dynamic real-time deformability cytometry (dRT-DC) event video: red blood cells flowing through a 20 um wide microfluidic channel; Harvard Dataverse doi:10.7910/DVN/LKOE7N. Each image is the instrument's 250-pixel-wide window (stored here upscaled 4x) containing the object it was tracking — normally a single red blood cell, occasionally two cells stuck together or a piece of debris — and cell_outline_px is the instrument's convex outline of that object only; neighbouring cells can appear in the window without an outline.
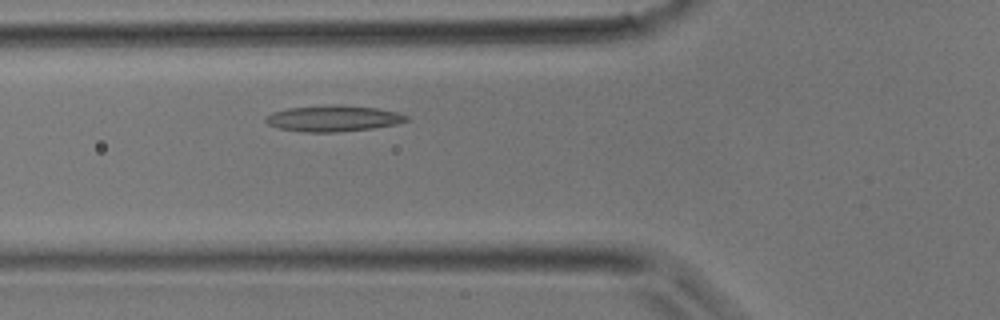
{"species": "common noctule bat (a hibernating species)", "species_latin": "Nyctalus noctula", "temperature_condition": "room temperature", "stored_images_in_passage": 24, "camera_frame_rate_fps": 3000, "um_per_image_px": 0.085, "animal": {"sex": "male", "body_mass_g": 17.9}, "frame": {"image": 1, "passage_image": 3, "time_ms": 0.667, "image_size_px": [1000, 320], "cell_outline_px": [[412, 120], [396, 124], [372, 128], [336, 132], [300, 132], [280, 128], [268, 124], [264, 120], [264, 116], [272, 112], [288, 108], [332, 104], [340, 104], [376, 108], [400, 112], [408, 116]], "centroid_in_image_um": [28.34, 10.06], "position_along_channel_um": 97.5, "area_um2": 21.68}}
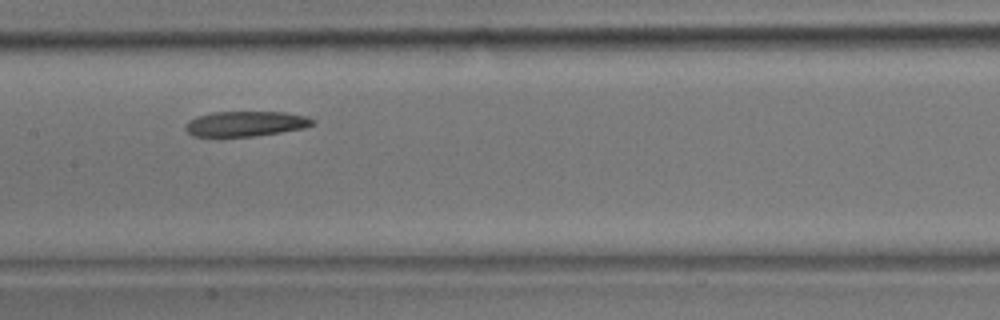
{"frame": {"image": 2, "passage_image": 8, "time_ms": 2.333, "image_size_px": [1000, 320], "cell_outline_px": [[316, 124], [304, 128], [256, 136], [220, 140], [192, 136], [184, 128], [184, 124], [188, 120], [212, 112], [284, 112], [304, 116], [316, 120]], "centroid_in_image_um": [20.79, 10.57], "position_along_channel_um": 186.6, "area_um2": 19.54}}
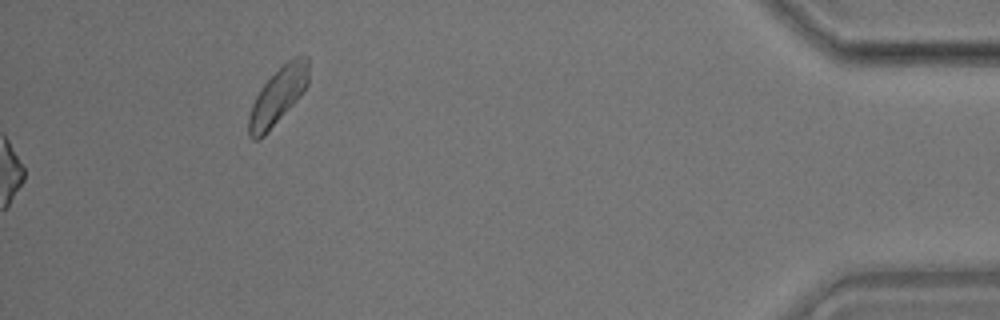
{"frame": {"image": 3, "passage_image": 24, "time_ms": 7.667, "image_size_px": [1000, 320], "cell_outline_px": [[308, 84], [300, 96], [264, 136], [260, 140], [252, 140], [248, 136], [248, 116], [252, 104], [260, 88], [288, 60], [304, 52], [308, 56]], "centroid_in_image_um": [23.62, 8.16], "position_along_channel_um": 411.6, "area_um2": 19.71}}